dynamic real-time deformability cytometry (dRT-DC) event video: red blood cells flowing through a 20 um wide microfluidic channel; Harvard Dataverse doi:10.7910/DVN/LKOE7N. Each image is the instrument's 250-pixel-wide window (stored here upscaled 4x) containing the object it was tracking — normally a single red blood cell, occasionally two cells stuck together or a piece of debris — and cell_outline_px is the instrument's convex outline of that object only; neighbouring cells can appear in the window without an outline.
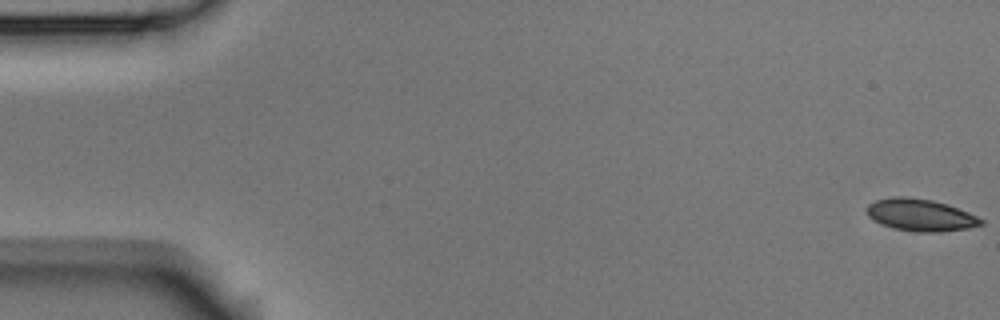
{"species": "Egyptian fruit bat (a non-hibernating species)", "species_latin": "Rousettus aegyptiacus", "temperature_condition": "room temperature", "stored_images_in_passage": 55, "camera_frame_rate_fps": 3000, "um_per_image_px": 0.085, "animal": {"sex": "male"}, "frame": {"image": 1, "passage_image": 1, "time_ms": 0.0, "image_size_px": [1000, 320], "cell_outline_px": [[984, 224], [968, 228], [940, 232], [916, 232], [896, 228], [884, 224], [868, 216], [864, 208], [868, 204], [876, 200], [892, 196], [900, 196], [932, 200], [948, 204], [968, 212], [984, 220]], "centroid_in_image_um": [78.25, 18.27], "position_along_channel_um": 6.8, "area_um2": 21.27}}
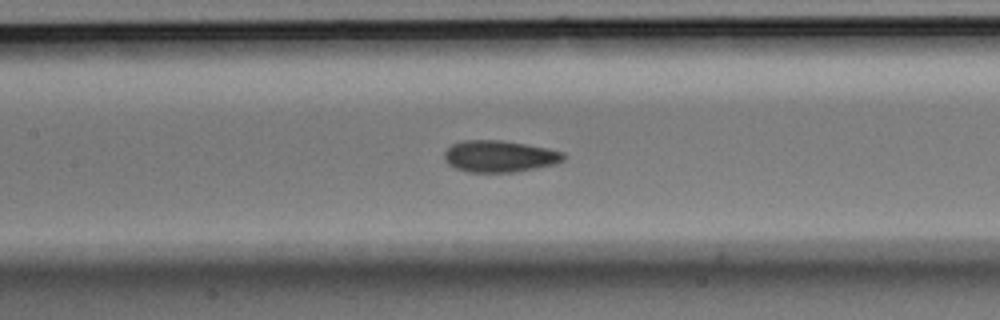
{"frame": {"image": 2, "passage_image": 25, "time_ms": 8.0, "image_size_px": [1000, 320], "cell_outline_px": [[564, 160], [556, 164], [536, 168], [512, 172], [468, 172], [456, 168], [448, 164], [444, 160], [444, 152], [452, 144], [460, 140], [500, 140], [548, 148], [564, 152]], "centroid_in_image_um": [42.44, 13.28], "position_along_channel_um": 165.0, "area_um2": 22.02}}
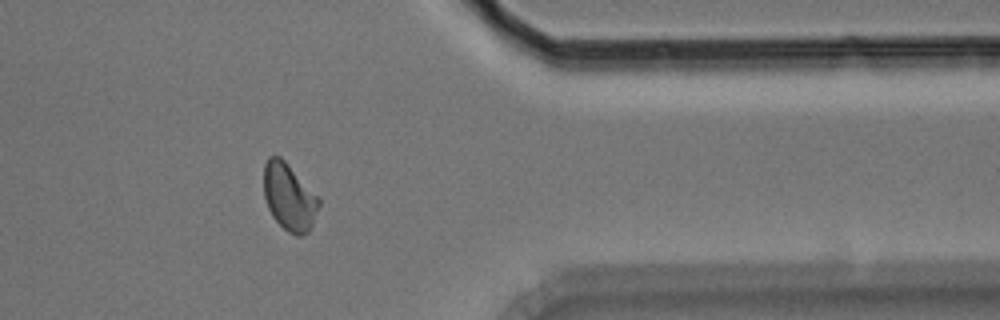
{"frame": {"image": 3, "passage_image": 44, "time_ms": 14.333, "image_size_px": [1000, 320], "cell_outline_px": [[320, 204], [312, 224], [308, 232], [300, 236], [296, 236], [288, 232], [272, 216], [268, 208], [264, 196], [264, 164], [268, 156], [280, 156], [320, 196]], "centroid_in_image_um": [24.59, 16.73], "position_along_channel_um": 386.8, "area_um2": 21.68}, "authors_computed_cell_mechanics": {"area_um2": 21.2704, "velocity_mm_per_s": 3.7562, "shape_relaxation_time_tau1_ms": 7.823, "shape_relaxation_time_tau2_ms": 2.0816, "deformation_change_tau1": 0.1377, "deformation_change_tau2": 0.0562}}